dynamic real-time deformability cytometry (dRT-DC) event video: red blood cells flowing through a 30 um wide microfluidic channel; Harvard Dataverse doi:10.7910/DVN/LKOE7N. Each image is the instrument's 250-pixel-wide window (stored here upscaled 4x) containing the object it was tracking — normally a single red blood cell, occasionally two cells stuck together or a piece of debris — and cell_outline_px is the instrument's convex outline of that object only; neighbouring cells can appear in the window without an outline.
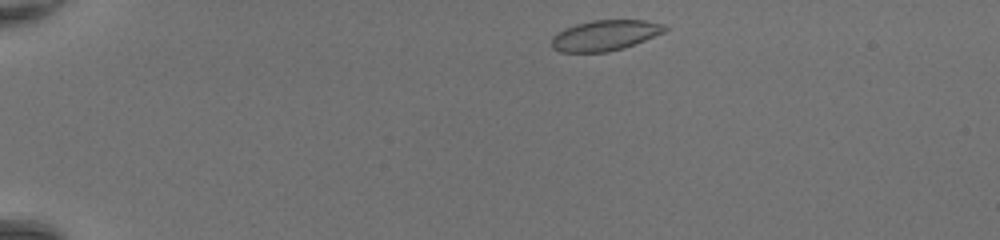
{"species": "common noctule bat (a hibernating species)", "species_latin": "Nyctalus noctula", "temperature_condition": "room temperature", "stored_images_in_passage": 39, "camera_frame_rate_fps": 3000, "um_per_image_px": 0.085, "animal": {"sex": "female", "body_mass_g": 20.0, "forearm_length_mm": 54.0}, "frame": {"image": 1, "passage_image": 1, "time_ms": 0.0, "image_size_px": [1000, 240], "cell_outline_px": [[668, 28], [664, 32], [624, 48], [608, 52], [560, 52], [552, 48], [552, 36], [564, 28], [576, 24], [592, 20], [644, 20], [664, 24]], "centroid_in_image_um": [51.4, 3.0], "position_along_channel_um": 33.6, "area_um2": 20.11}}
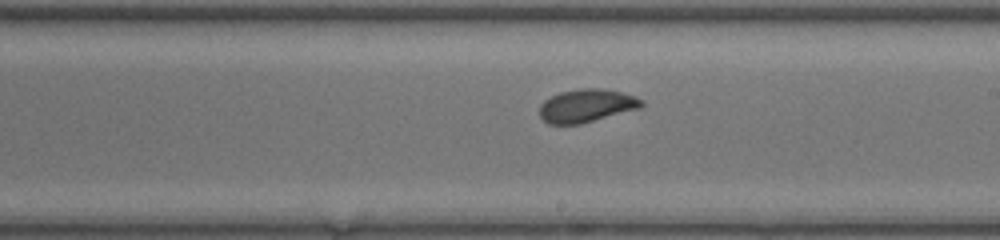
{"frame": {"image": 2, "passage_image": 21, "time_ms": 6.667, "image_size_px": [1000, 240], "cell_outline_px": [[644, 104], [640, 108], [580, 124], [548, 124], [540, 116], [540, 104], [544, 100], [560, 92], [580, 88], [600, 88], [620, 92], [636, 96], [644, 100]], "centroid_in_image_um": [49.86, 8.98], "position_along_channel_um": 239.1, "area_um2": 19.65}}
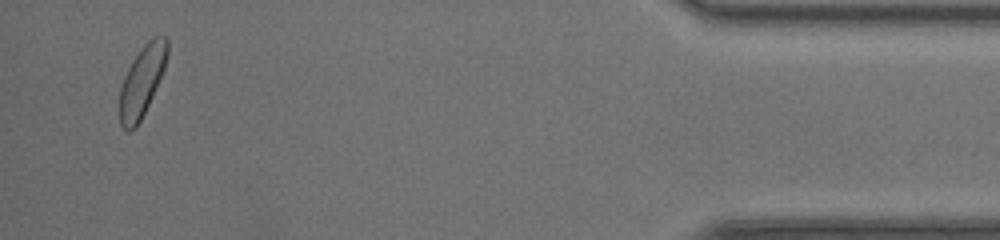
{"frame": {"image": 3, "passage_image": 38, "time_ms": 12.333, "image_size_px": [1000, 240], "cell_outline_px": [[168, 56], [164, 68], [152, 96], [136, 128], [128, 132], [120, 124], [120, 88], [124, 76], [132, 60], [144, 44], [152, 36], [164, 36], [168, 40]], "centroid_in_image_um": [12.07, 6.87], "position_along_channel_um": 423.1, "area_um2": 19.42}, "authors_computed_cell_mechanics": {"area_um2": 19.7098, "velocity_mm_per_s": 4.3488, "shape_relaxation_time_tau1_ms": 2.3938, "shape_relaxation_time_tau2_ms": 0.5687, "deformation_change_tau1": 0.0991, "deformation_change_tau2": 0.0353}}